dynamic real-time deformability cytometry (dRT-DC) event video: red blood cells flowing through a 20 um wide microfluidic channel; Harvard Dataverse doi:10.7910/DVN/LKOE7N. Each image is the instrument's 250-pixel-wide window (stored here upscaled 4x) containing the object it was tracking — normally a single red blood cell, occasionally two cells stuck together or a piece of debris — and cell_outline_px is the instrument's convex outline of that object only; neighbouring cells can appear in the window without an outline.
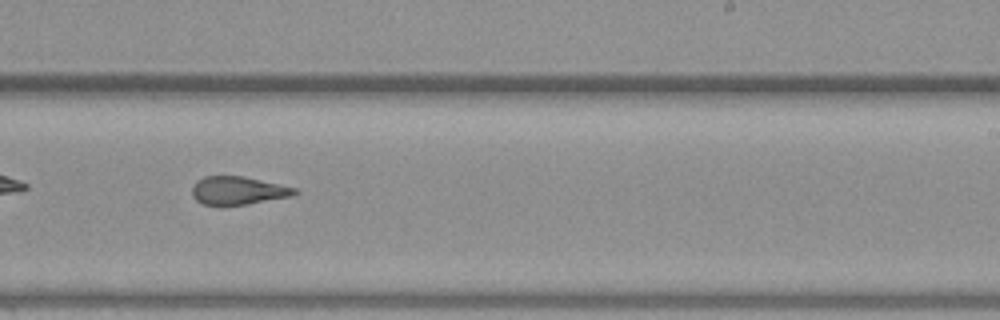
{"species": "common noctule bat (a hibernating species)", "species_latin": "Nyctalus noctula", "temperature_condition": "warm", "stored_images_in_passage": 38, "camera_frame_rate_fps": 3000, "um_per_image_px": 0.085, "animal": {"sex": "female", "body_mass_g": 19.3, "forearm_length_mm": 54.1}, "frame": {"image": 1, "passage_image": 17, "time_ms": 5.333, "image_size_px": [1000, 320], "cell_outline_px": [[300, 192], [292, 196], [248, 204], [224, 208], [220, 208], [204, 204], [196, 200], [192, 196], [192, 188], [196, 180], [204, 176], [244, 176], [280, 184], [296, 188]], "centroid_in_image_um": [20.2, 16.23], "position_along_channel_um": 268.8, "area_um2": 17.46}, "authors_computed_cell_mechanics": {"area_um2": 17.8024, "velocity_mm_per_s": 3.7862, "shape_relaxation_time_tau1_ms": null, "shape_relaxation_time_tau2_ms": 2.2449, "deformation_change_tau1": null, "deformation_change_tau2": 0.1125}}